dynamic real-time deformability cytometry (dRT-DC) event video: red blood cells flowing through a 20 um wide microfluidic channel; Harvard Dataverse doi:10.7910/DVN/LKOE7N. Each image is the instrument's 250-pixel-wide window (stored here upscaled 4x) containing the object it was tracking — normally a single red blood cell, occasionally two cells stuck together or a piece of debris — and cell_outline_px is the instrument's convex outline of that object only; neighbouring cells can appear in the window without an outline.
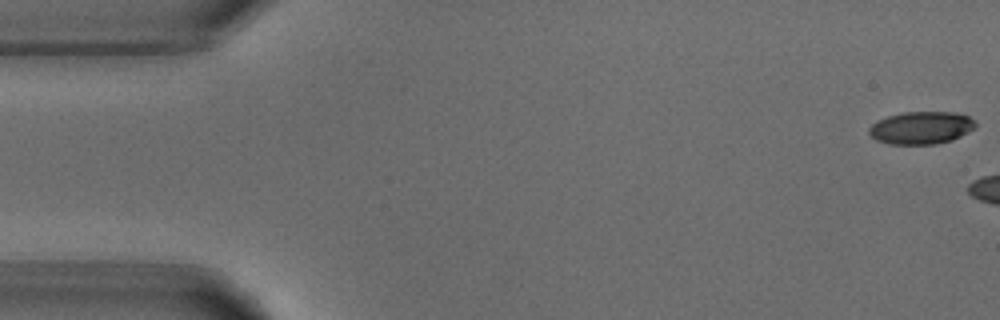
{"species": "common noctule bat (a hibernating species)", "species_latin": "Nyctalus noctula", "temperature_condition": "warm", "stored_images_in_passage": 6, "camera_frame_rate_fps": 3000, "um_per_image_px": 0.085, "animal": {"sex": "male", "body_mass_g": 18.8}, "frame": {"image": 1, "passage_image": 1, "time_ms": 0.0, "image_size_px": [1000, 320], "cell_outline_px": [[976, 124], [968, 132], [952, 140], [936, 144], [888, 144], [876, 140], [868, 132], [868, 128], [872, 124], [888, 116], [904, 112], [956, 112], [968, 116]], "centroid_in_image_um": [78.28, 10.86], "position_along_channel_um": 6.7, "area_um2": 20.06}}
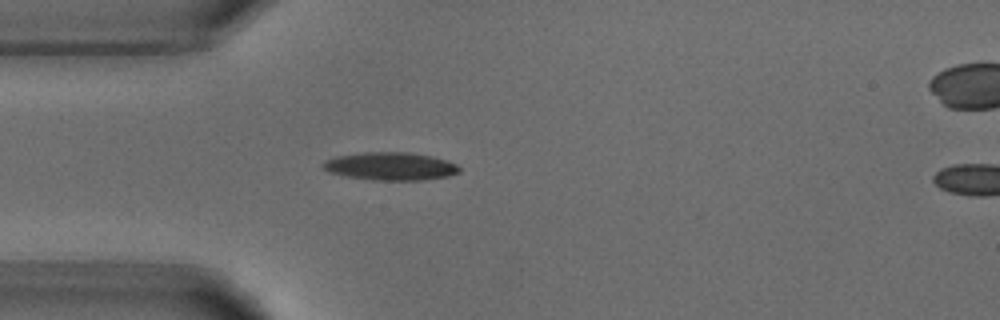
{"frame": {"image": 2, "passage_image": 5, "time_ms": 5.667, "image_size_px": [1000, 320], "cell_outline_px": [[460, 172], [448, 176], [424, 180], [372, 180], [348, 176], [328, 172], [320, 164], [324, 160], [336, 156], [364, 152], [408, 152], [432, 156], [448, 160], [456, 164], [460, 168]], "centroid_in_image_um": [33.19, 14.13], "position_along_channel_um": 51.8, "area_um2": 22.31}}